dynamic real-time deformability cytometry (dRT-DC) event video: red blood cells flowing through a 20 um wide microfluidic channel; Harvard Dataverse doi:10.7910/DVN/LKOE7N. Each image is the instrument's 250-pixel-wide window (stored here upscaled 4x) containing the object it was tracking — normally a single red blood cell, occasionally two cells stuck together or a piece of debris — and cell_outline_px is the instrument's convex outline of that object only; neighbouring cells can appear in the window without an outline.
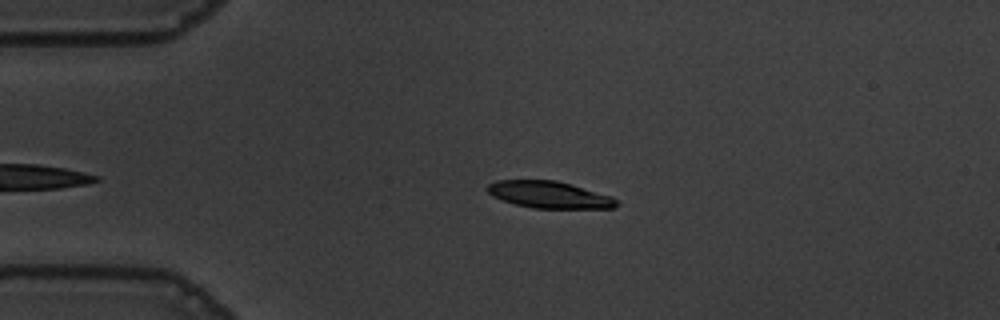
{"species": "common noctule bat (a hibernating species)", "species_latin": "Nyctalus noctula", "temperature_condition": "warm", "stored_images_in_passage": 43, "camera_frame_rate_fps": 3000, "um_per_image_px": 0.085, "animal": {"sex": "male", "body_mass_g": 19.5, "forearm_length_mm": 54.6}, "frame": {"image": 1, "passage_image": 5, "time_ms": 1.333, "image_size_px": [1000, 320], "cell_outline_px": [[620, 204], [616, 208], [532, 208], [516, 204], [492, 196], [484, 188], [488, 184], [496, 180], [556, 180], [572, 184], [612, 196]], "centroid_in_image_um": [46.69, 16.54], "position_along_channel_um": 38.3, "area_um2": 20.35}}
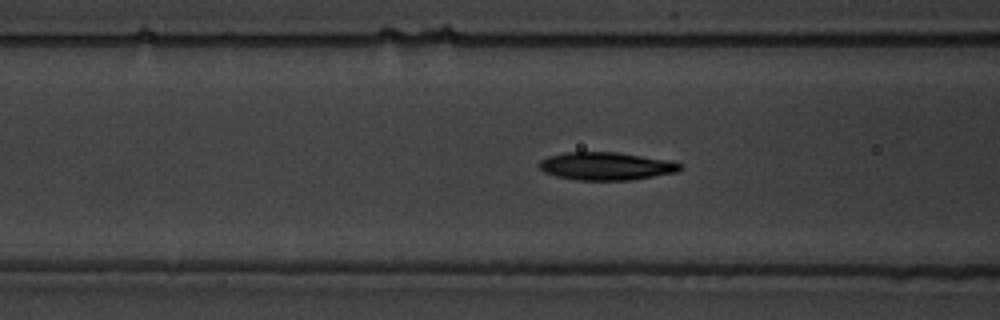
{"frame": {"image": 2, "passage_image": 14, "time_ms": 4.333, "image_size_px": [1000, 320], "cell_outline_px": [[684, 168], [676, 172], [632, 180], [576, 180], [556, 176], [544, 172], [540, 168], [540, 160], [548, 156], [564, 152], [620, 152], [668, 160], [684, 164]], "centroid_in_image_um": [51.55, 14.11], "position_along_channel_um": 115.1, "area_um2": 23.06}}
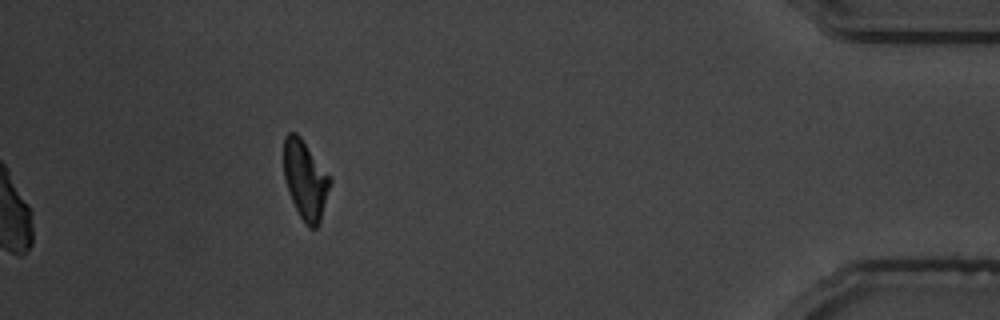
{"frame": {"image": 3, "passage_image": 43, "time_ms": 14.0, "image_size_px": [1000, 320], "cell_outline_px": [[332, 180], [320, 220], [316, 228], [308, 228], [300, 216], [292, 200], [284, 176], [284, 136], [288, 132], [296, 132], [300, 136]], "centroid_in_image_um": [25.94, 15.27], "position_along_channel_um": 409.3, "area_um2": 20.81}, "authors_computed_cell_mechanics": {"area_um2": 22.9466, "velocity_mm_per_s": 3.6132, "shape_relaxation_time_tau1_ms": 3.2597, "shape_relaxation_time_tau2_ms": 2.4328, "deformation_change_tau1": 0.1669, "deformation_change_tau2": 0.0837}}